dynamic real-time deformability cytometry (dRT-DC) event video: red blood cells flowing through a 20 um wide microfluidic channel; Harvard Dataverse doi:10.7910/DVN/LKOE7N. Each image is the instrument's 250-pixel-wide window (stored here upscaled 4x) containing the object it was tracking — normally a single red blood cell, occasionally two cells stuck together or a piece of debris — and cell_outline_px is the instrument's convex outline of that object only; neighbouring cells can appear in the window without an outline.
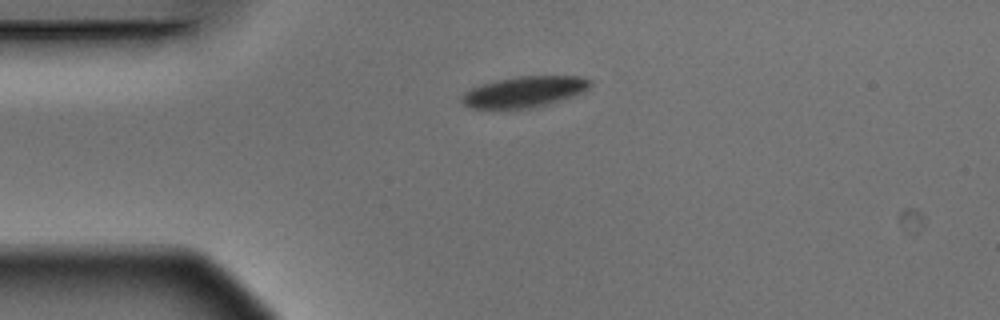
{"species": "Egyptian fruit bat (a non-hibernating species)", "species_latin": "Rousettus aegyptiacus", "temperature_condition": "warm", "stored_images_in_passage": 4, "camera_frame_rate_fps": 3000, "um_per_image_px": 0.085, "animal": {"sex": "male"}, "frame": {"image": 1, "passage_image": 4, "time_ms": 1.0, "image_size_px": [1000, 320], "cell_outline_px": [[592, 84], [588, 88], [572, 96], [544, 104], [528, 108], [472, 108], [464, 104], [460, 100], [460, 96], [464, 92], [472, 88], [496, 80], [516, 76], [580, 76], [592, 80]], "centroid_in_image_um": [44.54, 7.78], "position_along_channel_um": 40.5, "area_um2": 22.72}}